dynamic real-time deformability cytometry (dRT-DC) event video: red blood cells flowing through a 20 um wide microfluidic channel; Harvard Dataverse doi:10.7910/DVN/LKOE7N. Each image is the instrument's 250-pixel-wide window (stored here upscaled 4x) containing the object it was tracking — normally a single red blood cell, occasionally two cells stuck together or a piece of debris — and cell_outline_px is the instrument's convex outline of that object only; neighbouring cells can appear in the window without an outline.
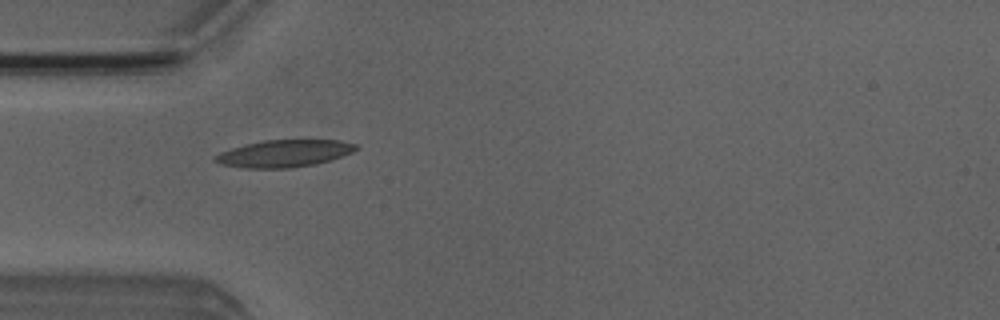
{"species": "Egyptian fruit bat (a non-hibernating species)", "species_latin": "Rousettus aegyptiacus", "temperature_condition": "room temperature", "stored_images_in_passage": 37, "camera_frame_rate_fps": 3000, "um_per_image_px": 0.085, "animal": {"sex": "male"}, "frame": {"image": 1, "passage_image": 1, "time_ms": 0.0, "image_size_px": [1000, 320], "cell_outline_px": [[360, 148], [352, 152], [316, 164], [288, 168], [248, 168], [220, 164], [212, 160], [212, 156], [220, 152], [244, 144], [264, 140], [340, 140], [356, 144]], "centroid_in_image_um": [24.12, 13.04], "position_along_channel_um": 60.9, "area_um2": 22.25}}
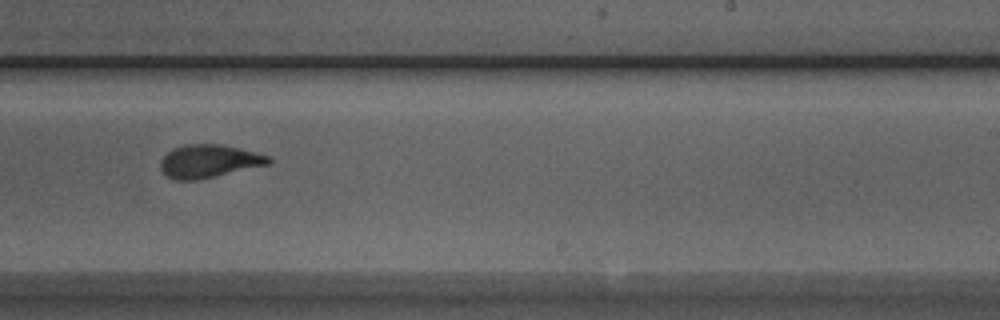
{"frame": {"image": 2, "passage_image": 17, "time_ms": 5.333, "image_size_px": [1000, 320], "cell_outline_px": [[272, 164], [196, 180], [176, 180], [168, 176], [160, 168], [160, 160], [172, 148], [184, 144], [224, 144], [272, 156]], "centroid_in_image_um": [17.81, 13.68], "position_along_channel_um": 271.2, "area_um2": 21.04}}
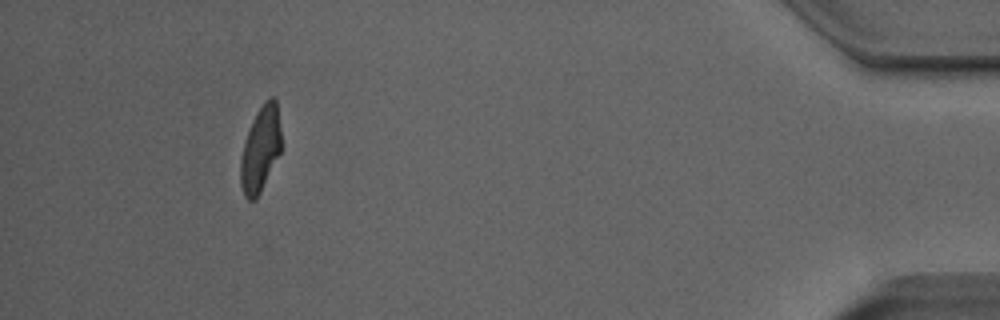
{"frame": {"image": 3, "passage_image": 33, "time_ms": 10.667, "image_size_px": [1000, 320], "cell_outline_px": [[280, 152], [256, 200], [248, 200], [244, 196], [240, 184], [240, 160], [244, 140], [252, 120], [256, 112], [272, 96], [276, 100], [280, 128]], "centroid_in_image_um": [22.1, 12.72], "position_along_channel_um": 413.1, "area_um2": 19.94}, "authors_computed_cell_mechanics": {"area_um2": 21.097, "velocity_mm_per_s": 3.9748, "shape_relaxation_time_tau1_ms": 6.1762, "shape_relaxation_time_tau2_ms": 1.4081, "deformation_change_tau1": 0.2154, "deformation_change_tau2": 0.0854}}